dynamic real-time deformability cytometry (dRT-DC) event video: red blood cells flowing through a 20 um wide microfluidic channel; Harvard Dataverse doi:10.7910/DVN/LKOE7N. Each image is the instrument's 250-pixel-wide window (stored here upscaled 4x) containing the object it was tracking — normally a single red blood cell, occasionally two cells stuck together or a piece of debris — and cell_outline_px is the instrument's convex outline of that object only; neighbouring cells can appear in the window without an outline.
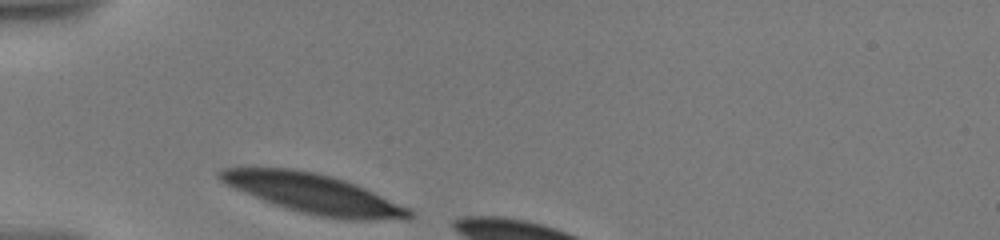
{"species": "human", "species_latin": "Homo sapiens", "temperature_condition": "warm", "stored_images_in_passage": 7, "camera_frame_rate_fps": 3000, "um_per_image_px": 0.085, "donor": {"sex": "male"}, "frame": {"image": 1, "passage_image": 1, "time_ms": 0.0, "image_size_px": [1000, 240], "cell_outline_px": [[416, 216], [412, 220], [348, 220], [320, 216], [300, 212], [264, 200], [244, 192], [220, 180], [216, 176], [216, 172], [220, 168], [292, 168], [316, 172], [332, 176], [356, 184], [412, 208]], "centroid_in_image_um": [26.79, 16.48], "position_along_channel_um": 58.2, "area_um2": 43.81}}